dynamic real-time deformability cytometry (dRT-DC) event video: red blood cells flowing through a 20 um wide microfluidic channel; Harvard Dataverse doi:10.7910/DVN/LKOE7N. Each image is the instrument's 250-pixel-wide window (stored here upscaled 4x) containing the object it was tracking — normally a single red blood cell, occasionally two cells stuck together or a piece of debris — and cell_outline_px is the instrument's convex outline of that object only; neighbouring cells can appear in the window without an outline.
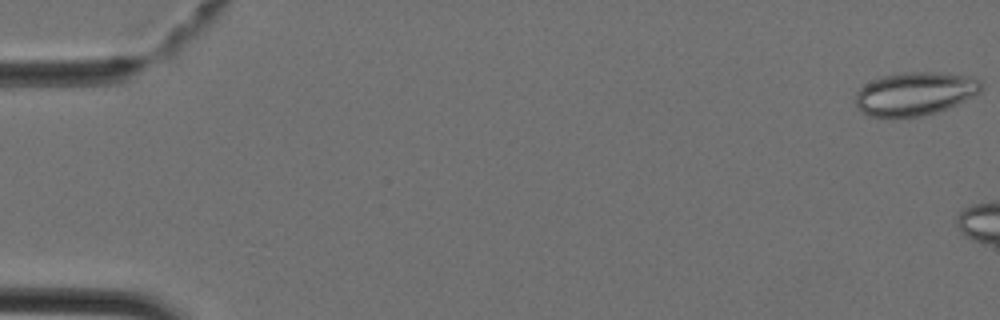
{"species": "Egyptian fruit bat (a non-hibernating species)", "species_latin": "Rousettus aegyptiacus", "temperature_condition": "cold", "stored_images_in_passage": 5, "camera_frame_rate_fps": 3000, "um_per_image_px": 0.085, "animal": {"sex": "female"}, "frame": {"image": 1, "passage_image": 1, "time_ms": 0.0, "image_size_px": [1000, 320], "cell_outline_px": [[984, 88], [980, 92], [948, 108], [936, 112], [920, 116], [868, 116], [860, 112], [856, 108], [856, 92], [864, 84], [872, 80], [884, 76], [908, 72], [932, 72], [972, 76], [984, 80]], "centroid_in_image_um": [77.8, 7.95], "position_along_channel_um": 7.2, "area_um2": 31.73}}